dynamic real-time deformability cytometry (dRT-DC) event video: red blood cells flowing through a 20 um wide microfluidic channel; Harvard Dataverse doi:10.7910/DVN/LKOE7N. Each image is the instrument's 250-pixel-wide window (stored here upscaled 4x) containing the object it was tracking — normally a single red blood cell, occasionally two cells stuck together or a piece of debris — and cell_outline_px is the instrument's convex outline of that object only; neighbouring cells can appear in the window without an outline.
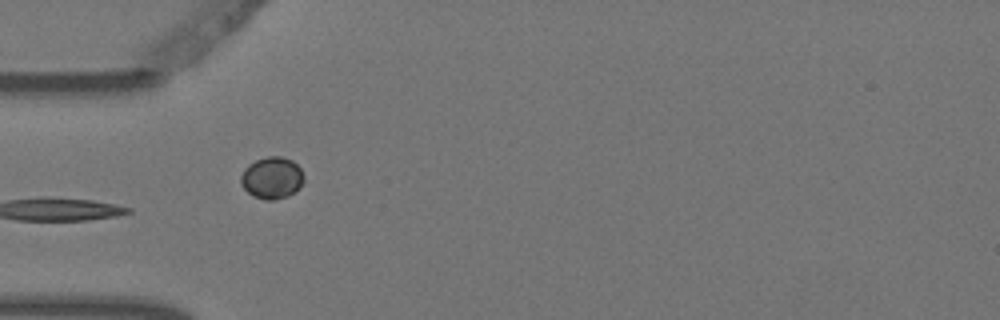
{"species": "Egyptian fruit bat (a non-hibernating species)", "species_latin": "Rousettus aegyptiacus", "temperature_condition": "warm", "stored_images_in_passage": 7, "camera_frame_rate_fps": 3000, "um_per_image_px": 0.085, "animal": {"sex": "female"}, "frame": {"image": 1, "passage_image": 1, "time_ms": 0.0, "image_size_px": [1000, 320], "cell_outline_px": [[304, 180], [300, 188], [288, 196], [272, 200], [264, 200], [252, 196], [240, 184], [240, 176], [244, 168], [248, 164], [256, 160], [268, 156], [280, 156], [292, 160], [300, 168], [304, 176]], "centroid_in_image_um": [23.1, 15.12], "position_along_channel_um": 61.9, "area_um2": 15.55}}
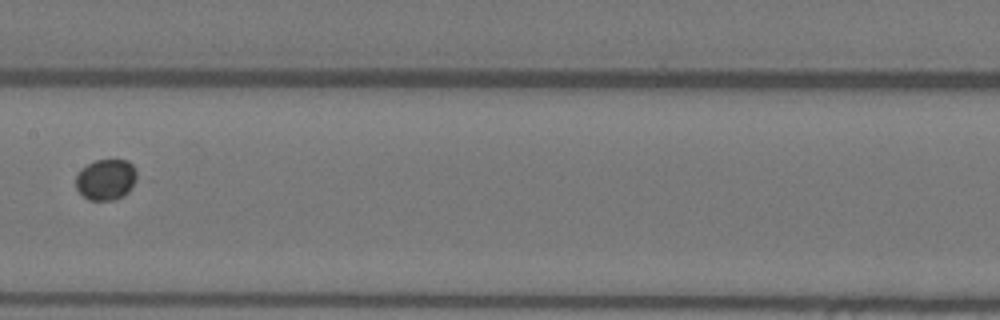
{"frame": {"image": 2, "passage_image": 4, "time_ms": 1.0, "image_size_px": [1000, 320], "cell_outline_px": [[136, 180], [128, 192], [112, 200], [88, 200], [76, 188], [76, 176], [80, 168], [96, 160], [128, 160], [136, 168]], "centroid_in_image_um": [8.99, 15.24], "position_along_channel_um": 198.4, "area_um2": 14.51}}
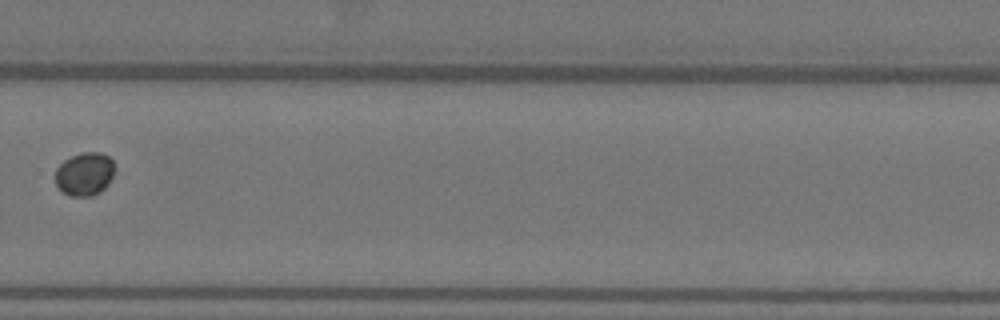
{"frame": {"image": 3, "passage_image": 7, "time_ms": 2.0, "image_size_px": [1000, 320], "cell_outline_px": [[112, 176], [108, 184], [100, 192], [92, 196], [68, 196], [56, 184], [56, 168], [64, 160], [72, 156], [84, 152], [100, 152], [108, 156], [112, 160]], "centroid_in_image_um": [7.18, 14.79], "position_along_channel_um": 322.6, "area_um2": 14.74}}